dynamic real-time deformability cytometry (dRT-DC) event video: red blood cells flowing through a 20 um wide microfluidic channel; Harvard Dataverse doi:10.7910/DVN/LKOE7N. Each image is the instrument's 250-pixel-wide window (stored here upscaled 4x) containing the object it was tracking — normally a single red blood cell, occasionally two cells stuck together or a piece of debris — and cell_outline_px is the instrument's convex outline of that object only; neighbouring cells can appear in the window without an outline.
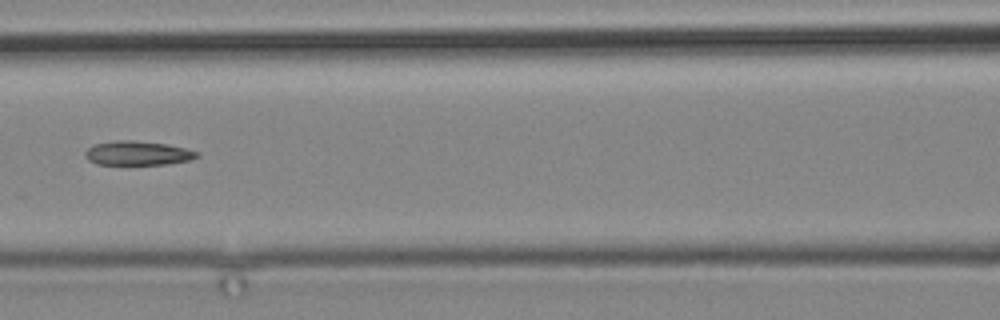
{"species": "common noctule bat (a hibernating species)", "species_latin": "Nyctalus noctula", "temperature_condition": "cold", "stored_images_in_passage": 8, "camera_frame_rate_fps": 3000, "um_per_image_px": 0.085, "animal": {"sex": "male", "body_mass_g": 19.2, "forearm_length_mm": 51.8}, "frame": {"image": 1, "passage_image": 5, "time_ms": 4.667, "image_size_px": [1000, 320], "cell_outline_px": [[200, 156], [192, 160], [168, 164], [96, 164], [88, 160], [84, 156], [84, 152], [92, 144], [116, 140], [132, 140], [168, 144], [200, 152]], "centroid_in_image_um": [11.71, 13.01], "position_along_channel_um": 154.9, "area_um2": 15.95}}
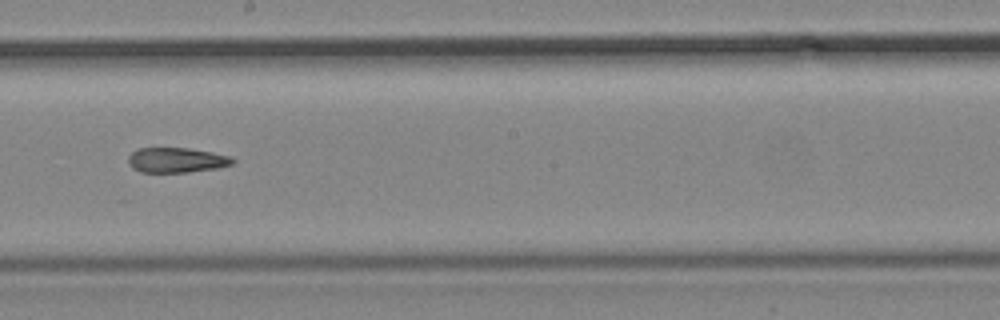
{"frame": {"image": 2, "passage_image": 7, "time_ms": 7.0, "image_size_px": [1000, 320], "cell_outline_px": [[236, 160], [232, 164], [216, 168], [188, 172], [140, 172], [132, 168], [128, 164], [128, 156], [136, 148], [188, 148], [212, 152], [232, 156]], "centroid_in_image_um": [14.99, 13.6], "position_along_channel_um": 233.2, "area_um2": 15.32}}
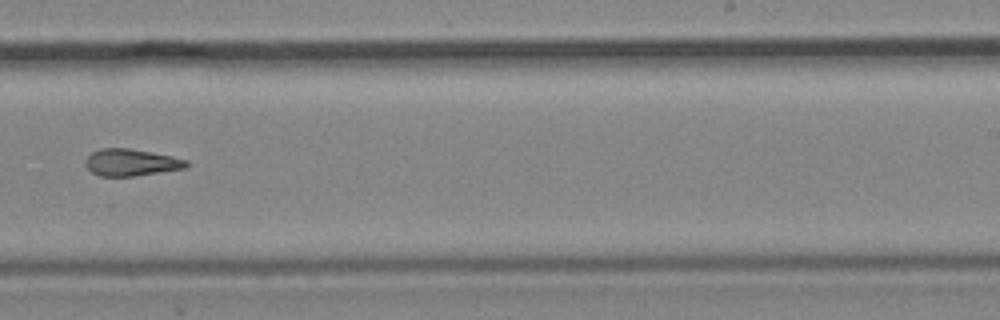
{"frame": {"image": 3, "passage_image": 8, "time_ms": 8.333, "image_size_px": [1000, 320], "cell_outline_px": [[188, 164], [184, 168], [132, 176], [100, 176], [92, 172], [84, 164], [84, 160], [92, 152], [100, 148], [128, 148], [152, 152], [172, 156], [188, 160]], "centroid_in_image_um": [11.11, 13.79], "position_along_channel_um": 277.9, "area_um2": 15.72}}